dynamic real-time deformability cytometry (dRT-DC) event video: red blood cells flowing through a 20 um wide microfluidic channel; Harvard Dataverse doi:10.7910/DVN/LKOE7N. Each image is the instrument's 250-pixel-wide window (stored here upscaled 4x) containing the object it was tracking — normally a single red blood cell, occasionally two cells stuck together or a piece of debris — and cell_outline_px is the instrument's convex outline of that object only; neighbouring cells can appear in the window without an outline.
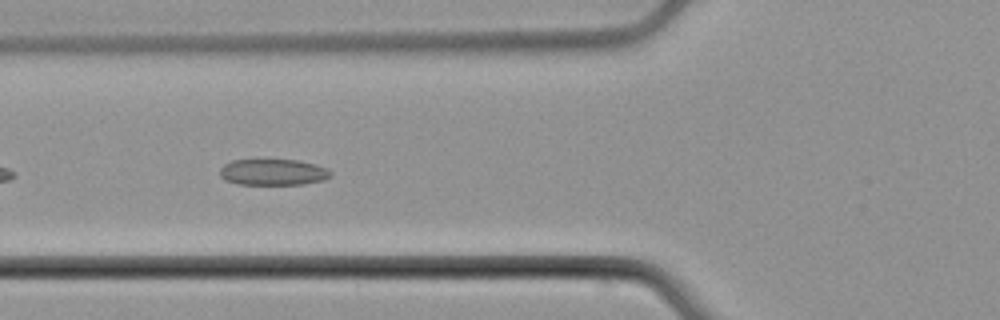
{"species": "common noctule bat (a hibernating species)", "species_latin": "Nyctalus noctula", "temperature_condition": "cold", "stored_images_in_passage": 5, "camera_frame_rate_fps": 3000, "um_per_image_px": 0.085, "animal": {"sex": "male", "body_mass_g": 21.5, "forearm_length_mm": 52.0}, "frame": {"image": 1, "passage_image": 5, "time_ms": 5.333, "image_size_px": [1000, 320], "cell_outline_px": [[332, 176], [324, 180], [304, 184], [240, 184], [224, 180], [220, 176], [220, 168], [224, 164], [232, 160], [296, 160], [316, 164], [328, 168], [332, 172]], "centroid_in_image_um": [23.24, 14.63], "position_along_channel_um": 102.6, "area_um2": 16.99}}